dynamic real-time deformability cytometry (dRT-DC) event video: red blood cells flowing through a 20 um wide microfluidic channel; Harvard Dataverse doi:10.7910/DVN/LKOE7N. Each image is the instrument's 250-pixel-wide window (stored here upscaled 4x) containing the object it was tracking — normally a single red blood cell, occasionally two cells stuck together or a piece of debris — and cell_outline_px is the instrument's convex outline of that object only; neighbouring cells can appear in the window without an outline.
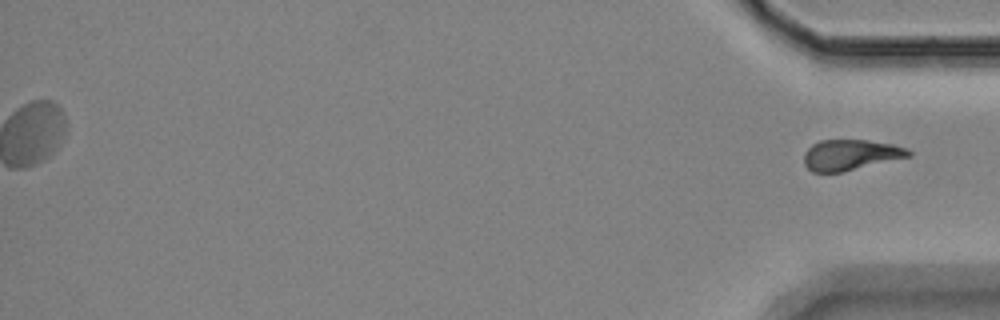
{"species": "Egyptian fruit bat (a non-hibernating species)", "species_latin": "Rousettus aegyptiacus", "temperature_condition": "room temperature", "stored_images_in_passage": 59, "segment_of_instrument_passage": [2, 2], "camera_frame_rate_fps": 3000, "um_per_image_px": 0.085, "animal": {"sex": "female"}, "frame": {"image": 1, "passage_image": 59, "time_ms": 19.333, "image_size_px": [1000, 320], "cell_outline_px": [[912, 156], [844, 172], [812, 172], [804, 164], [804, 152], [812, 144], [820, 140], [868, 140], [892, 144], [908, 148], [912, 152]], "centroid_in_image_um": [72.32, 13.17], "position_along_channel_um": 362.9, "area_um2": 18.9}}